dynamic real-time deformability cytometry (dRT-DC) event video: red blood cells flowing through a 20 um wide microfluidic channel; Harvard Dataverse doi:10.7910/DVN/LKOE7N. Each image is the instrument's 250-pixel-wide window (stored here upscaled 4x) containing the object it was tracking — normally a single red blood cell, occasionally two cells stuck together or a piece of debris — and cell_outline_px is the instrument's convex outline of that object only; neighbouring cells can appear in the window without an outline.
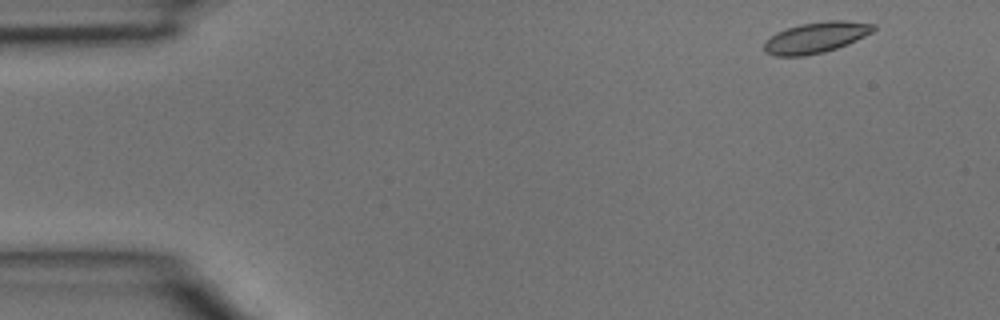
{"species": "common noctule bat (a hibernating species)", "species_latin": "Nyctalus noctula", "temperature_condition": "room temperature", "stored_images_in_passage": 3, "camera_frame_rate_fps": 3000, "um_per_image_px": 0.085, "animal": {"sex": "male", "body_mass_g": 15.6}, "frame": {"image": 1, "passage_image": 1, "time_ms": 0.0, "image_size_px": [1000, 320], "cell_outline_px": [[876, 28], [872, 32], [848, 44], [824, 52], [804, 56], [776, 56], [764, 52], [764, 40], [776, 32], [800, 24], [828, 20], [844, 20], [876, 24]], "centroid_in_image_um": [69.34, 3.19], "position_along_channel_um": 15.7, "area_um2": 19.77}}